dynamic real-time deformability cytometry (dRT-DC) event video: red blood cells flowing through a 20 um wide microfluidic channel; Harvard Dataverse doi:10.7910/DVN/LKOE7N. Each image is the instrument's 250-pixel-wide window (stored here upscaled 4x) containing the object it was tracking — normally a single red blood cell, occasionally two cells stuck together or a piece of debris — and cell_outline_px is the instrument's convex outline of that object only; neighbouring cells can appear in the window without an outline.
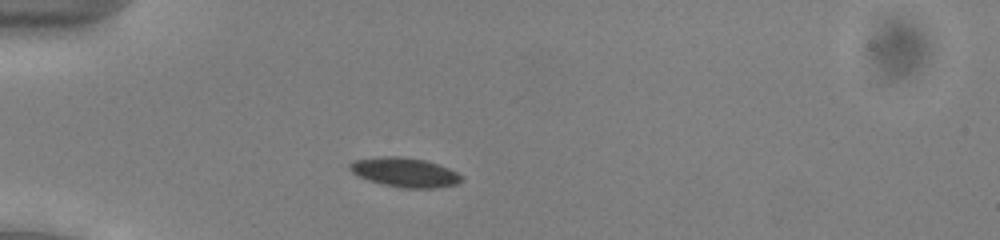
{"species": "common noctule bat (a hibernating species)", "species_latin": "Nyctalus noctula", "temperature_condition": "cold", "stored_images_in_passage": 41, "camera_frame_rate_fps": 3000, "um_per_image_px": 0.085, "animal": {"sex": "male", "body_mass_g": 13.0, "forearm_length_mm": 53.1}, "frame": {"image": 1, "passage_image": 7, "time_ms": 2.0, "image_size_px": [1000, 240], "cell_outline_px": [[460, 180], [456, 184], [436, 188], [400, 188], [368, 180], [352, 172], [348, 168], [348, 164], [356, 160], [380, 156], [400, 156], [424, 160], [448, 168], [456, 172], [460, 176]], "centroid_in_image_um": [34.36, 14.65], "position_along_channel_um": 50.6, "area_um2": 18.84}}
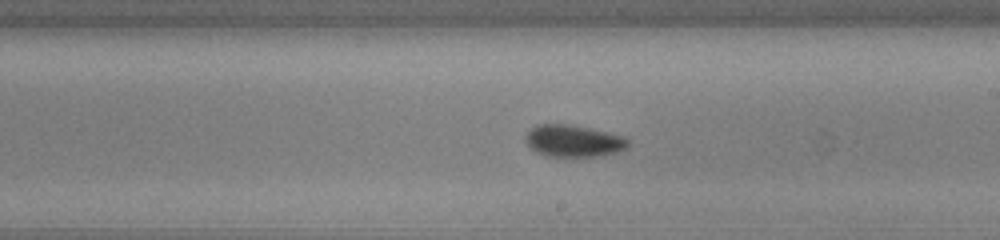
{"frame": {"image": 2, "passage_image": 23, "time_ms": 7.333, "image_size_px": [1000, 240], "cell_outline_px": [[632, 144], [628, 148], [620, 152], [600, 156], [544, 156], [536, 152], [524, 140], [524, 136], [536, 124], [564, 124], [588, 128], [624, 136], [632, 140]], "centroid_in_image_um": [48.8, 11.99], "position_along_channel_um": 240.2, "area_um2": 19.31}}
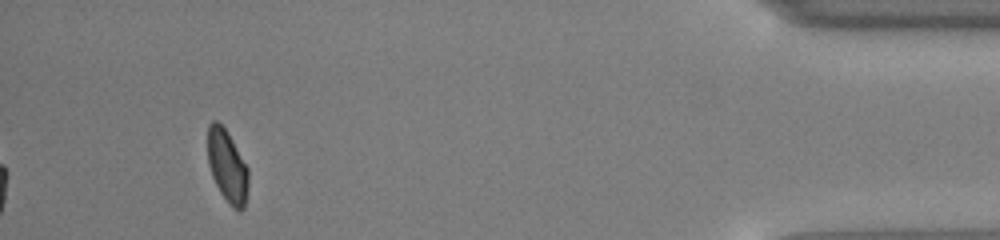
{"frame": {"image": 3, "passage_image": 41, "time_ms": 13.333, "image_size_px": [1000, 240], "cell_outline_px": [[248, 184], [244, 208], [240, 212], [232, 208], [220, 192], [212, 176], [208, 164], [208, 124], [212, 120], [216, 120], [228, 132], [248, 168]], "centroid_in_image_um": [19.31, 14.13], "position_along_channel_um": 415.9, "area_um2": 17.17}, "authors_computed_cell_mechanics": {"area_um2": 18.496, "velocity_mm_per_s": 3.9298, "shape_relaxation_time_tau1_ms": 1.9778, "shape_relaxation_time_tau2_ms": 7.162, "deformation_change_tau1": 0.0611, "deformation_change_tau2": 0.083}}